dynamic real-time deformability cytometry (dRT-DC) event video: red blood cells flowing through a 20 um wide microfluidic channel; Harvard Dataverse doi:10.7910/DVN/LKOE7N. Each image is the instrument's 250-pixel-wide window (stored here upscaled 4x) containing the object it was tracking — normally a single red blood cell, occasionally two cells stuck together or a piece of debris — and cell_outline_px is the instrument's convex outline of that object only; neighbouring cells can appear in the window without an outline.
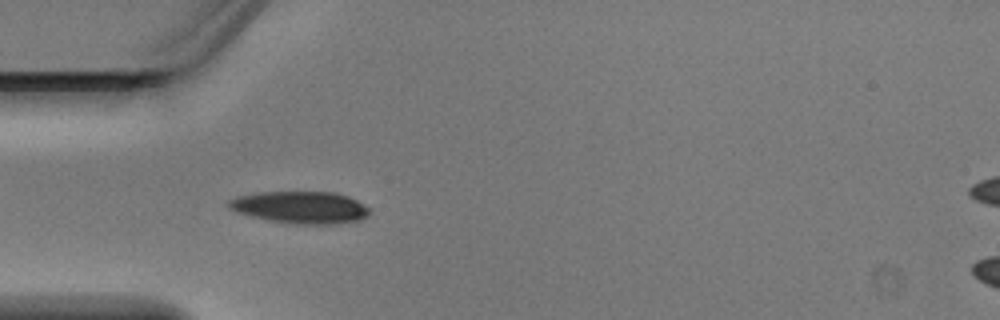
{"species": "Egyptian fruit bat (a non-hibernating species)", "species_latin": "Rousettus aegyptiacus", "temperature_condition": "warm", "stored_images_in_passage": 3, "camera_frame_rate_fps": 3000, "um_per_image_px": 0.085, "animal": {"sex": "male"}, "frame": {"image": 1, "passage_image": 2, "time_ms": 0.333, "image_size_px": [1000, 320], "cell_outline_px": [[368, 216], [360, 220], [336, 224], [296, 224], [268, 220], [236, 212], [228, 208], [224, 204], [228, 200], [236, 196], [260, 192], [332, 192], [348, 196], [364, 204], [368, 208]], "centroid_in_image_um": [25.49, 17.62], "position_along_channel_um": 59.5, "area_um2": 26.47}}
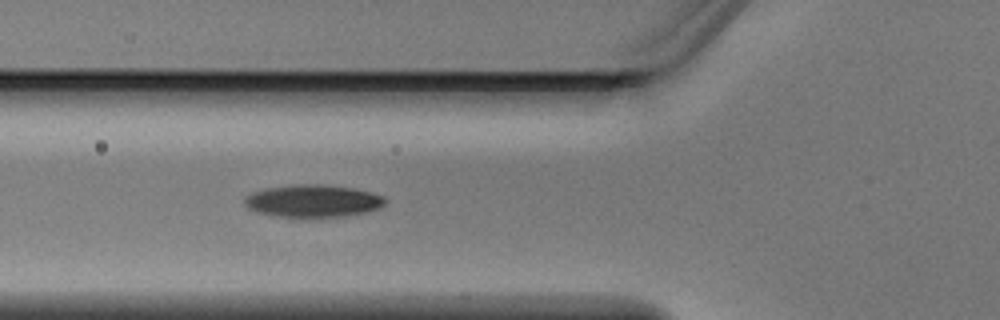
{"frame": {"image": 2, "passage_image": 3, "time_ms": 0.667, "image_size_px": [1000, 320], "cell_outline_px": [[388, 200], [380, 208], [368, 212], [348, 216], [276, 216], [256, 212], [248, 208], [244, 204], [244, 196], [252, 192], [264, 188], [300, 184], [320, 184], [352, 188], [384, 196]], "centroid_in_image_um": [26.59, 17.07], "position_along_channel_um": 99.2, "area_um2": 26.53}}